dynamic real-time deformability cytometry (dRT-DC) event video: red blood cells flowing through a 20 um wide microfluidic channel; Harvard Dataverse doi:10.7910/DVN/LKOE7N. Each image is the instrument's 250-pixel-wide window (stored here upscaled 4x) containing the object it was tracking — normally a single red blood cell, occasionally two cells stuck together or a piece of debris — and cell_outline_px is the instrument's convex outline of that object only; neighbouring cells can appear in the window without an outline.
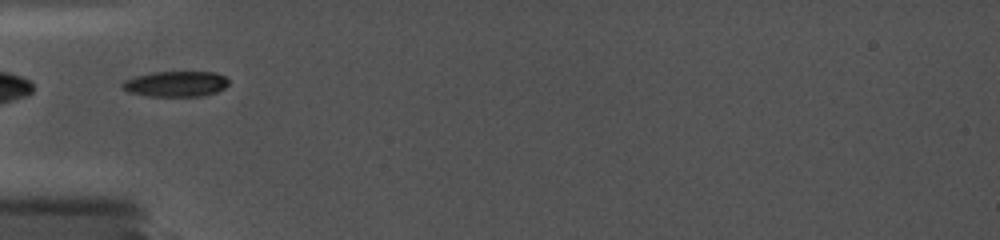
{"species": "common noctule bat (a hibernating species)", "species_latin": "Nyctalus noctula", "temperature_condition": "cold", "stored_images_in_passage": 5, "camera_frame_rate_fps": 5000, "um_per_image_px": 0.085, "animal": {"sex": "female", "body_mass_g": 19.0, "forearm_length_mm": 56.7}, "frame": {"image": 1, "passage_image": 1, "time_ms": 0.0, "image_size_px": [1000, 240], "cell_outline_px": [[228, 84], [224, 88], [216, 92], [204, 96], [148, 96], [128, 92], [120, 84], [124, 80], [136, 76], [152, 72], [216, 72], [224, 76], [228, 80]], "centroid_in_image_um": [14.94, 7.13], "position_along_channel_um": 70.1, "area_um2": 15.84}}
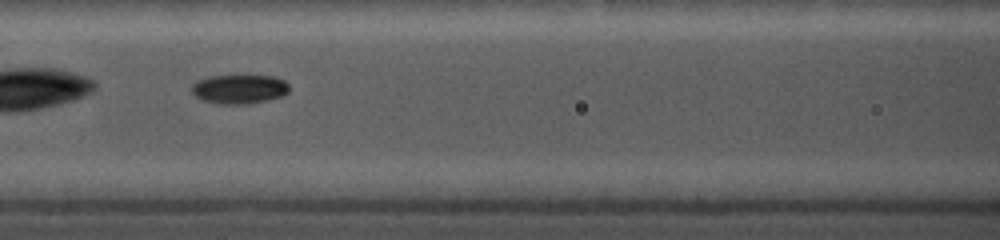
{"frame": {"image": 2, "passage_image": 3, "time_ms": 2.0, "image_size_px": [1000, 240], "cell_outline_px": [[288, 92], [284, 96], [268, 100], [248, 104], [216, 104], [200, 100], [192, 92], [192, 84], [196, 80], [212, 76], [272, 76], [284, 80], [288, 84]], "centroid_in_image_um": [20.33, 7.59], "position_along_channel_um": 146.3, "area_um2": 16.7}}